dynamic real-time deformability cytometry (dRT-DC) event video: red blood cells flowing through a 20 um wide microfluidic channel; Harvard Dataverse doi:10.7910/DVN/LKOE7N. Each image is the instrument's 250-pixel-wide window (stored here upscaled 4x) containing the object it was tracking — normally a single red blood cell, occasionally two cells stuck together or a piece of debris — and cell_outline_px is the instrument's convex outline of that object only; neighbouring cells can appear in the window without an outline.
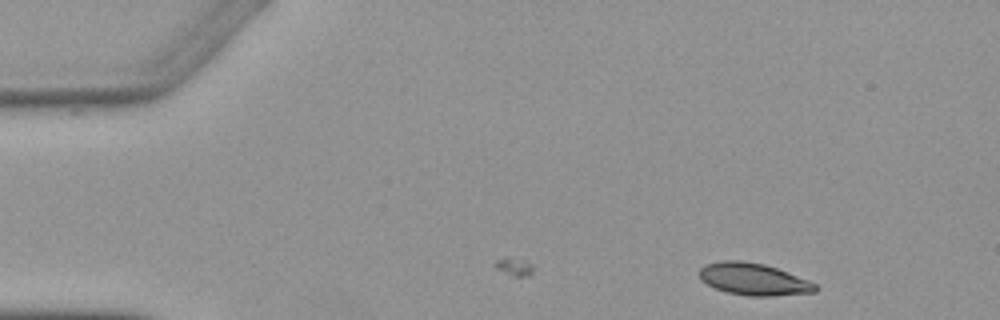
{"species": "Egyptian fruit bat (a non-hibernating species)", "species_latin": "Rousettus aegyptiacus", "temperature_condition": "warm", "stored_images_in_passage": 3, "camera_frame_rate_fps": 3000, "um_per_image_px": 0.085, "animal": {"sex": "female"}, "frame": {"image": 1, "passage_image": 1, "time_ms": 0.0, "image_size_px": [1000, 320], "cell_outline_px": [[820, 288], [816, 292], [772, 296], [748, 296], [728, 292], [716, 288], [700, 280], [696, 272], [704, 264], [720, 260], [740, 260], [764, 264], [788, 272], [808, 280], [816, 284]], "centroid_in_image_um": [64.03, 23.72], "position_along_channel_um": 21.0, "area_um2": 21.91}}
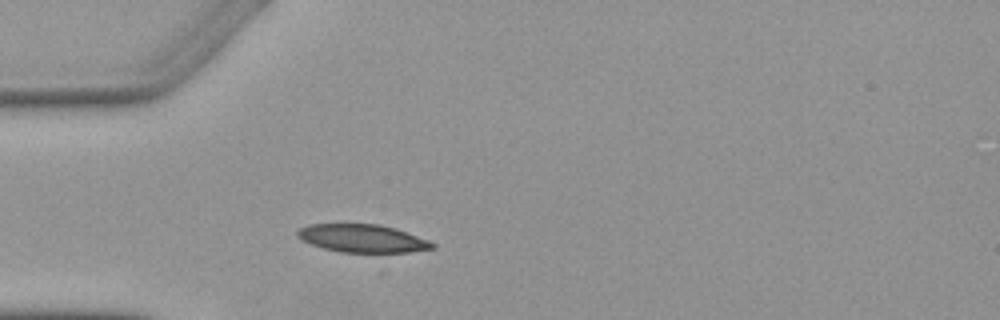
{"frame": {"image": 2, "passage_image": 3, "time_ms": 3.0, "image_size_px": [1000, 320], "cell_outline_px": [[436, 248], [384, 256], [380, 256], [340, 252], [324, 248], [300, 240], [296, 236], [296, 232], [300, 228], [308, 224], [380, 224], [396, 228], [428, 240], [436, 244]], "centroid_in_image_um": [30.87, 20.32], "position_along_channel_um": 54.1, "area_um2": 23.12}}